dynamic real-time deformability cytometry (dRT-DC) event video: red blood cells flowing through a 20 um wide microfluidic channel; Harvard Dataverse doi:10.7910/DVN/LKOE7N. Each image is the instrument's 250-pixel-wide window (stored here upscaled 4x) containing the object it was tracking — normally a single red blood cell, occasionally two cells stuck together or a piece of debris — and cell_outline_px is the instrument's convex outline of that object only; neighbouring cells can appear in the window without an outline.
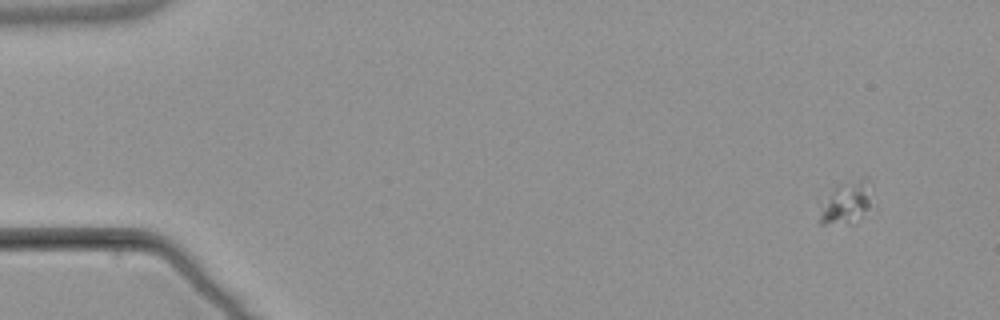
{"species": "common noctule bat (a hibernating species)", "species_latin": "Nyctalus noctula", "temperature_condition": "warm", "stored_images_in_passage": 9, "camera_frame_rate_fps": 3000, "um_per_image_px": 0.085, "animal": {"sex": "male", "body_mass_g": 21.5, "forearm_length_mm": 52.0}, "frame": {"image": 1, "passage_image": 1, "time_ms": 0.0, "image_size_px": [1000, 320], "cell_outline_px": [[872, 184], [868, 208], [856, 224], [820, 224], [820, 216], [832, 188], [840, 184], [864, 176], [868, 176]], "centroid_in_image_um": [72.02, 17.2], "position_along_channel_um": 13.0, "area_um2": 12.89}}
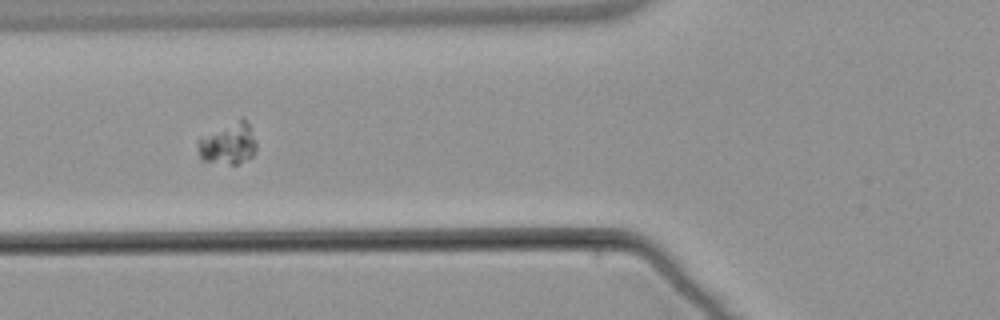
{"frame": {"image": 2, "passage_image": 6, "time_ms": 6.0, "image_size_px": [1000, 320], "cell_outline_px": [[256, 152], [252, 156], [236, 164], [228, 164], [200, 160], [200, 140], [240, 116], [248, 124], [256, 140]], "centroid_in_image_um": [19.48, 12.21], "position_along_channel_um": 106.3, "area_um2": 13.64}}
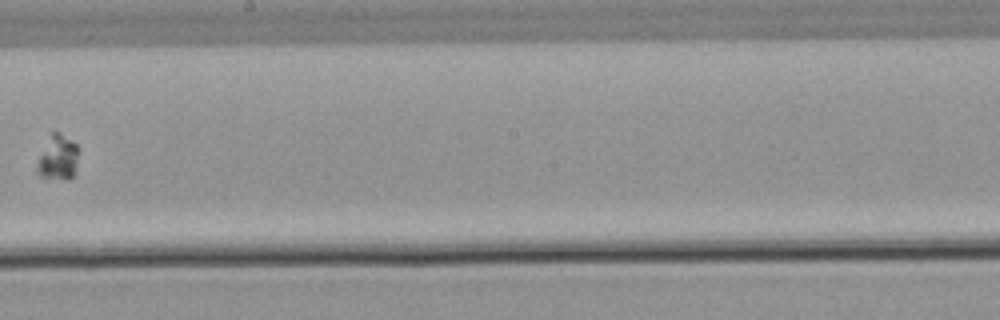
{"frame": {"image": 3, "passage_image": 9, "time_ms": 9.667, "image_size_px": [1000, 320], "cell_outline_px": [[76, 172], [68, 180], [40, 176], [36, 172], [36, 168], [40, 156], [52, 132], [60, 132], [72, 140], [76, 144]], "centroid_in_image_um": [4.93, 13.42], "position_along_channel_um": 243.3, "area_um2": 10.52}}